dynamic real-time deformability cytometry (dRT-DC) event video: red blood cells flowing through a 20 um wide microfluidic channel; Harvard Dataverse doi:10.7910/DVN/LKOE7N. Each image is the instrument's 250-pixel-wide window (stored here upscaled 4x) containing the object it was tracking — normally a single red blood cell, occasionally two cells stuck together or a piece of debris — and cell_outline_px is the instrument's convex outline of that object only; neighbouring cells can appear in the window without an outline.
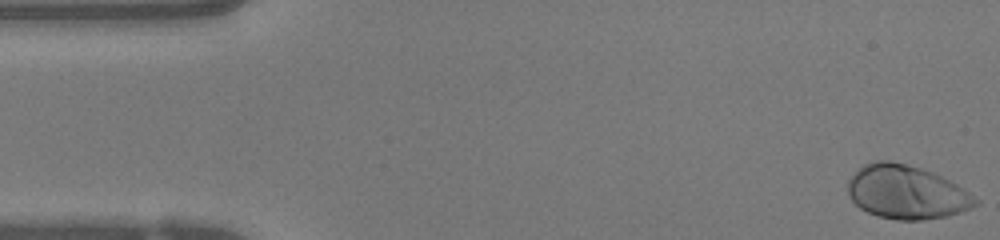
{"species": "human", "species_latin": "Homo sapiens", "temperature_condition": "warm", "stored_images_in_passage": 48, "camera_frame_rate_fps": 3000, "um_per_image_px": 0.085, "donor": {"sex": "female"}, "frame": {"image": 1, "passage_image": 1, "time_ms": 0.0, "image_size_px": [1000, 240], "cell_outline_px": [[980, 204], [960, 212], [948, 216], [920, 220], [896, 220], [880, 216], [868, 212], [860, 208], [852, 200], [848, 192], [848, 180], [864, 164], [876, 160], [888, 160], [920, 168], [932, 172], [956, 184], [980, 200]], "centroid_in_image_um": [77.06, 16.34], "position_along_channel_um": 7.9, "area_um2": 39.59}}
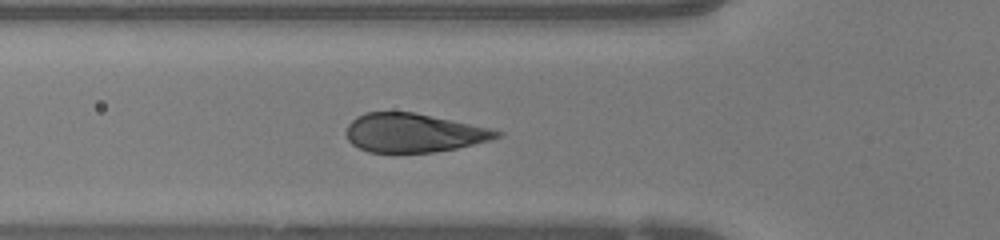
{"frame": {"image": 2, "passage_image": 16, "time_ms": 5.0, "image_size_px": [1000, 240], "cell_outline_px": [[504, 136], [456, 148], [436, 152], [368, 152], [352, 144], [348, 140], [344, 132], [348, 124], [356, 116], [364, 112], [412, 112], [492, 128], [504, 132]], "centroid_in_image_um": [35.14, 11.29], "position_along_channel_um": 90.7, "area_um2": 34.04}}
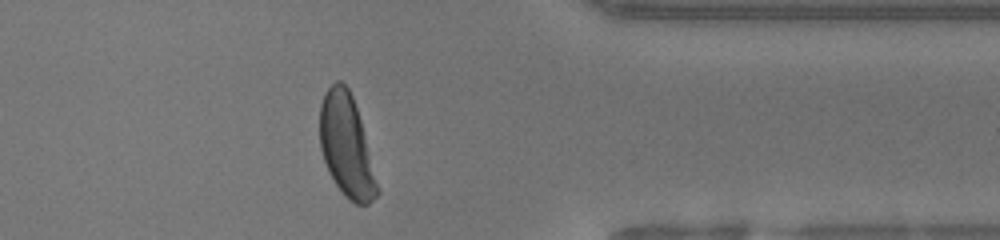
{"frame": {"image": 3, "passage_image": 38, "time_ms": 12.333, "image_size_px": [1000, 240], "cell_outline_px": [[380, 192], [368, 204], [356, 204], [348, 200], [344, 196], [328, 172], [320, 148], [320, 104], [324, 92], [336, 80], [340, 80], [348, 88], [352, 96], [360, 120]], "centroid_in_image_um": [29.42, 12.41], "position_along_channel_um": 382.0, "area_um2": 33.87}, "authors_computed_cell_mechanics": {"area_um2": 37.0787, "velocity_mm_per_s": 4.1851, "shape_relaxation_time_tau1_ms": 1.8372, "shape_relaxation_time_tau2_ms": null, "deformation_change_tau1": 0.1605, "deformation_change_tau2": null}}